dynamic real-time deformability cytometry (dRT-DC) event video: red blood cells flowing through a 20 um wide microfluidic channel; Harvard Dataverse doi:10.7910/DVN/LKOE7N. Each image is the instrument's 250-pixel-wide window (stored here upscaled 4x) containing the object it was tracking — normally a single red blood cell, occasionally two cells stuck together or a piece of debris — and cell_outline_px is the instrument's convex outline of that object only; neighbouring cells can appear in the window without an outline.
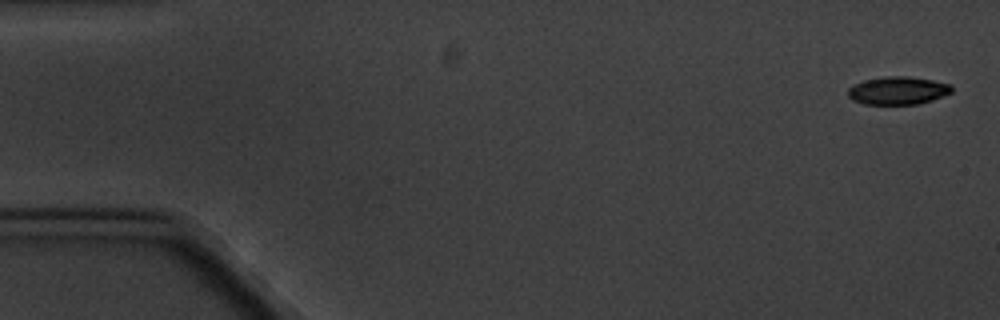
{"species": "common noctule bat (a hibernating species)", "species_latin": "Nyctalus noctula", "temperature_condition": "cold", "stored_images_in_passage": 7, "camera_frame_rate_fps": 3000, "um_per_image_px": 0.085, "animal": {"sex": "male", "body_mass_g": 20.1, "forearm_length_mm": 53.5}, "frame": {"image": 1, "passage_image": 1, "time_ms": 0.0, "image_size_px": [1000, 320], "cell_outline_px": [[952, 92], [932, 100], [916, 104], [864, 104], [852, 100], [848, 96], [848, 88], [852, 84], [864, 80], [884, 76], [908, 76], [932, 80], [952, 84]], "centroid_in_image_um": [76.3, 7.69], "position_along_channel_um": 8.7, "area_um2": 16.99}}
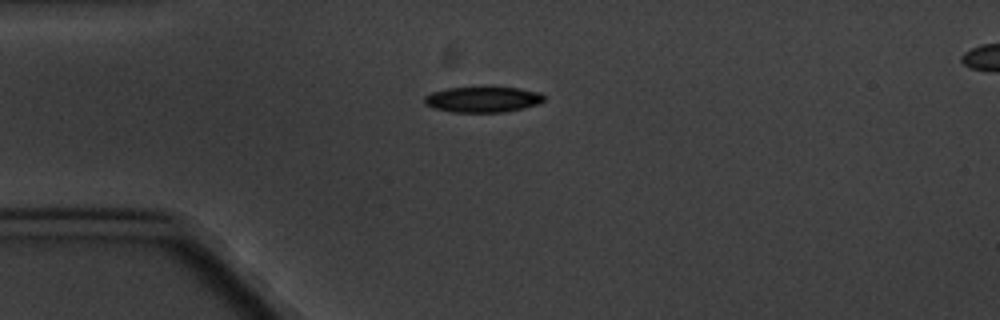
{"frame": {"image": 2, "passage_image": 4, "time_ms": 4.333, "image_size_px": [1000, 320], "cell_outline_px": [[544, 100], [536, 104], [524, 108], [504, 112], [452, 112], [432, 108], [424, 104], [424, 96], [432, 92], [448, 88], [488, 84], [492, 84], [520, 88], [540, 92], [544, 96]], "centroid_in_image_um": [41.03, 8.4], "position_along_channel_um": 44.0, "area_um2": 18.84}}